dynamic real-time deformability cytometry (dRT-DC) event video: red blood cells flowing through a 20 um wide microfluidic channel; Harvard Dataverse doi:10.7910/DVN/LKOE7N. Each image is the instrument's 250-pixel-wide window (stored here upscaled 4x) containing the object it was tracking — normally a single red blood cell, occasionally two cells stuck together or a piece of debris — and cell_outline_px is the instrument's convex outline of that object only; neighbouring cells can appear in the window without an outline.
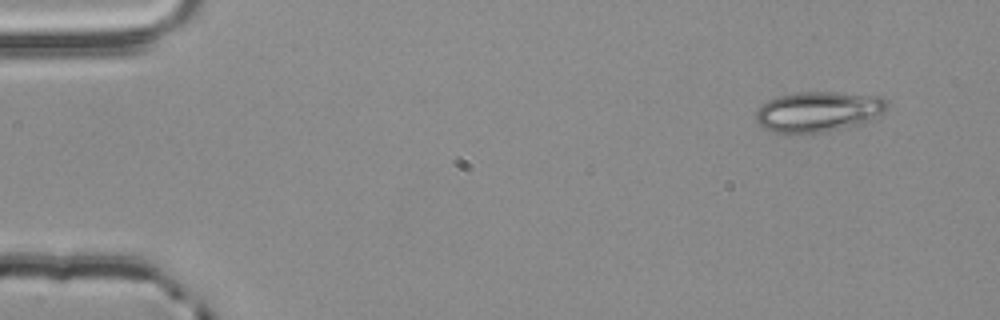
{"species": "common noctule bat (a hibernating species)", "species_latin": "Nyctalus noctula", "temperature_condition": "room temperature", "stored_images_in_passage": 3, "camera_frame_rate_fps": 3000, "um_per_image_px": 0.085, "animal": {"sex": "male", "body_mass_g": 20.4}, "frame": {"image": 1, "passage_image": 1, "time_ms": 0.0, "image_size_px": [1000, 320], "cell_outline_px": [[888, 108], [884, 112], [860, 124], [824, 132], [796, 136], [776, 132], [764, 128], [756, 120], [756, 112], [760, 104], [768, 100], [780, 96], [800, 92], [832, 92], [884, 96], [888, 100]], "centroid_in_image_um": [69.55, 9.51], "position_along_channel_um": 15.4, "area_um2": 31.33}}